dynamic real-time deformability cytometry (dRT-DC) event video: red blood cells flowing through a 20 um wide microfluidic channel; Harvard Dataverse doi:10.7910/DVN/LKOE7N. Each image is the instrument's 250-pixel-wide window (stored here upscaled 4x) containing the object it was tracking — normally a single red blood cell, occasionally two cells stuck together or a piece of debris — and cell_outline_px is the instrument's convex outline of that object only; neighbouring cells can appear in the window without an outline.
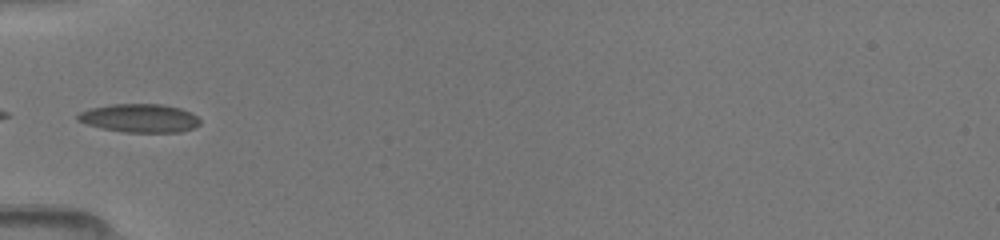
{"species": "common noctule bat (a hibernating species)", "species_latin": "Nyctalus noctula", "temperature_condition": "room temperature", "stored_images_in_passage": 11, "camera_frame_rate_fps": 3000, "um_per_image_px": 0.085, "animal": {"sex": "female", "body_mass_g": 19.5, "forearm_length_mm": 54.1}, "frame": {"image": 1, "passage_image": 10, "time_ms": 5.667, "image_size_px": [1000, 240], "cell_outline_px": [[200, 124], [192, 128], [180, 132], [124, 132], [100, 128], [76, 120], [76, 116], [80, 112], [92, 108], [112, 104], [160, 104], [180, 108], [196, 116], [200, 120]], "centroid_in_image_um": [11.85, 10.04], "position_along_channel_um": 73.2, "area_um2": 20.11}}